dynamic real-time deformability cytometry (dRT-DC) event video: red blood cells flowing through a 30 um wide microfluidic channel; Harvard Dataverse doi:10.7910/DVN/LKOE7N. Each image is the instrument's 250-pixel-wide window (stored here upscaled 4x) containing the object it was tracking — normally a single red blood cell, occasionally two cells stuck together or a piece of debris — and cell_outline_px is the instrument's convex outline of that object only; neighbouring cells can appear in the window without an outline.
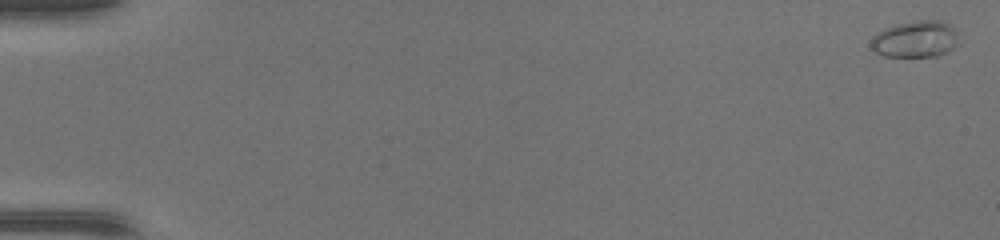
{"species": "common noctule bat (a hibernating species)", "species_latin": "Nyctalus noctula", "temperature_condition": "warm", "stored_images_in_passage": 49, "camera_frame_rate_fps": 3000, "um_per_image_px": 0.085, "animal": {"sex": "female", "body_mass_g": 17.0, "forearm_length_mm": 48.0}, "frame": {"image": 1, "passage_image": 1, "time_ms": 0.0, "image_size_px": [1000, 240], "cell_outline_px": [[960, 44], [936, 56], [884, 56], [876, 52], [868, 44], [872, 36], [884, 28], [896, 24], [920, 20], [944, 20], [956, 28]], "centroid_in_image_um": [77.83, 3.31], "position_along_channel_um": 7.2, "area_um2": 19.02}}
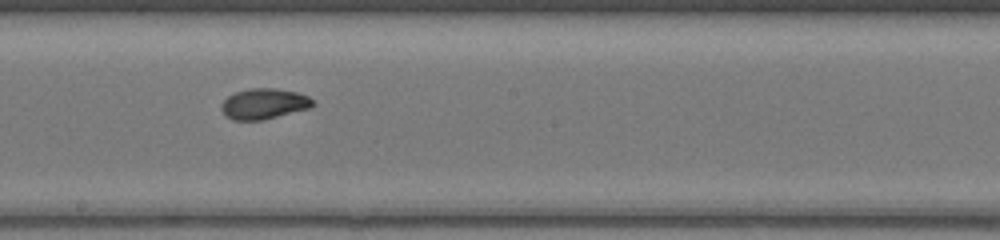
{"frame": {"image": 2, "passage_image": 29, "time_ms": 9.333, "image_size_px": [1000, 240], "cell_outline_px": [[316, 104], [308, 108], [264, 120], [232, 120], [224, 116], [220, 108], [220, 104], [228, 96], [236, 92], [252, 88], [276, 88], [296, 92], [308, 96], [316, 100]], "centroid_in_image_um": [22.43, 8.83], "position_along_channel_um": 225.8, "area_um2": 16.47}}
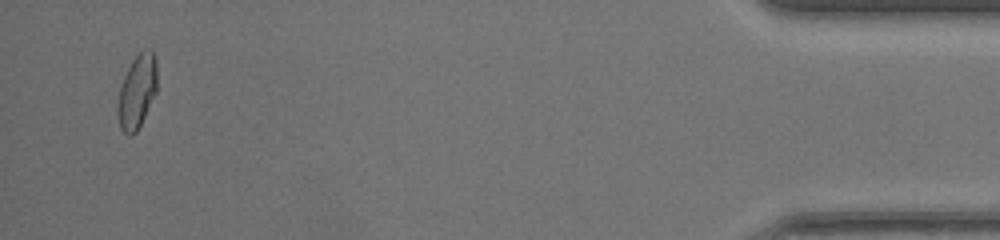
{"frame": {"image": 3, "passage_image": 48, "time_ms": 15.667, "image_size_px": [1000, 240], "cell_outline_px": [[156, 92], [136, 132], [132, 136], [128, 136], [120, 128], [116, 112], [116, 104], [120, 88], [124, 76], [132, 60], [144, 48], [152, 48], [156, 60]], "centroid_in_image_um": [11.62, 7.77], "position_along_channel_um": 423.6, "area_um2": 16.99}, "authors_computed_cell_mechanics": {"area_um2": 16.5308, "velocity_mm_per_s": 4.3395, "shape_relaxation_time_tau1_ms": 4.4964, "shape_relaxation_time_tau2_ms": 1.7287, "deformation_change_tau1": 0.203, "deformation_change_tau2": 0.0512}}